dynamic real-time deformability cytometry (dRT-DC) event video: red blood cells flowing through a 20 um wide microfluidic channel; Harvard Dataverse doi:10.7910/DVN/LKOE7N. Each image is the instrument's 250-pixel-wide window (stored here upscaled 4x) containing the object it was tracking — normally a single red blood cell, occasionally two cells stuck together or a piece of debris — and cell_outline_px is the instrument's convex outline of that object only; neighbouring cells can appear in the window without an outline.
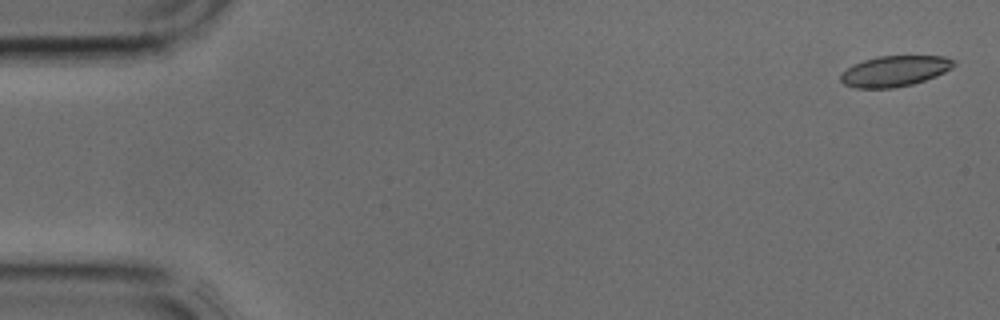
{"species": "common noctule bat (a hibernating species)", "species_latin": "Nyctalus noctula", "temperature_condition": "cold", "stored_images_in_passage": 3, "camera_frame_rate_fps": 3000, "um_per_image_px": 0.085, "animal": {"sex": "male", "body_mass_g": 17.9, "forearm_length_mm": 54.2}, "frame": {"image": 1, "passage_image": 1, "time_ms": 0.0, "image_size_px": [1000, 320], "cell_outline_px": [[956, 64], [952, 68], [936, 76], [912, 84], [896, 88], [856, 88], [844, 84], [840, 80], [840, 76], [848, 68], [864, 60], [876, 56], [944, 56], [956, 60]], "centroid_in_image_um": [76.08, 6.04], "position_along_channel_um": 8.9, "area_um2": 20.17}}